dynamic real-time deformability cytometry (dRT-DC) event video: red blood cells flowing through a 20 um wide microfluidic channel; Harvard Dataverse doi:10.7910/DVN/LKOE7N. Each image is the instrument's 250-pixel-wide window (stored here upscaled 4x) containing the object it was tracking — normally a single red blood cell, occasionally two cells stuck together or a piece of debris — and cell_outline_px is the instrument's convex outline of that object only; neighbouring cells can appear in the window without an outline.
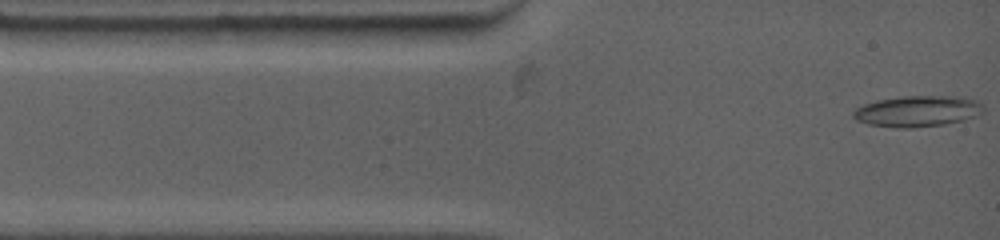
{"species": "common noctule bat (a hibernating species)", "species_latin": "Nyctalus noctula", "temperature_condition": "warm", "stored_images_in_passage": 46, "camera_frame_rate_fps": 4500, "um_per_image_px": 0.085, "animal": {"sex": "female", "body_mass_g": 19.0, "forearm_length_mm": 53.3}, "frame": {"image": 1, "passage_image": 1, "time_ms": 0.0, "image_size_px": [1000, 240], "cell_outline_px": [[980, 104], [972, 116], [964, 120], [944, 124], [912, 128], [900, 128], [868, 124], [856, 120], [852, 116], [852, 112], [856, 108], [864, 104], [876, 100], [904, 96], [948, 96], [972, 100]], "centroid_in_image_um": [77.81, 9.46], "position_along_channel_um": 7.2, "area_um2": 22.77}}
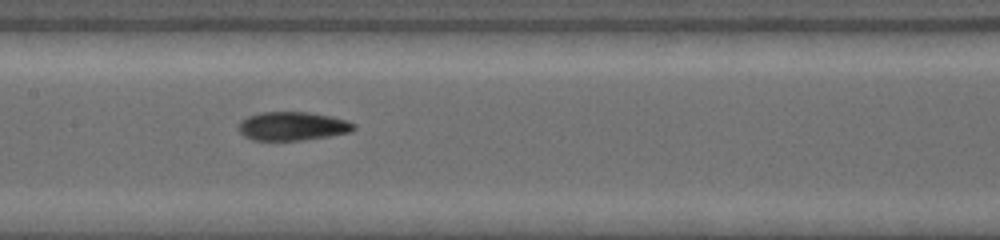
{"frame": {"image": 2, "passage_image": 17, "time_ms": 5.778, "image_size_px": [1000, 240], "cell_outline_px": [[356, 128], [348, 132], [328, 136], [304, 140], [252, 140], [244, 136], [240, 132], [240, 124], [248, 116], [264, 112], [308, 112], [332, 116], [356, 124]], "centroid_in_image_um": [24.89, 10.72], "position_along_channel_um": 182.5, "area_um2": 18.96}}
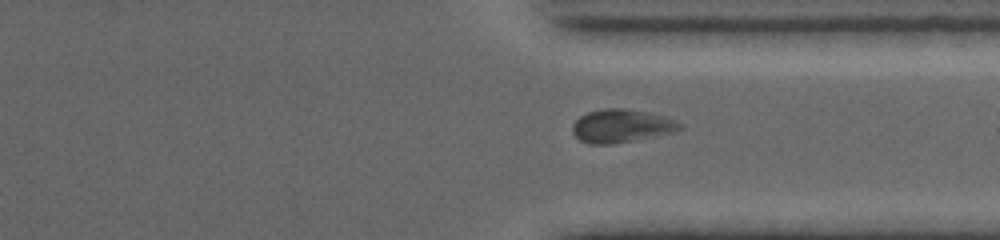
{"frame": {"image": 3, "passage_image": 37, "time_ms": 10.444, "image_size_px": [1000, 240], "cell_outline_px": [[684, 128], [672, 132], [608, 144], [592, 144], [580, 140], [572, 132], [572, 124], [580, 116], [588, 112], [604, 108], [628, 108], [668, 116], [676, 120]], "centroid_in_image_um": [52.81, 10.67], "position_along_channel_um": 358.6, "area_um2": 20.58}}